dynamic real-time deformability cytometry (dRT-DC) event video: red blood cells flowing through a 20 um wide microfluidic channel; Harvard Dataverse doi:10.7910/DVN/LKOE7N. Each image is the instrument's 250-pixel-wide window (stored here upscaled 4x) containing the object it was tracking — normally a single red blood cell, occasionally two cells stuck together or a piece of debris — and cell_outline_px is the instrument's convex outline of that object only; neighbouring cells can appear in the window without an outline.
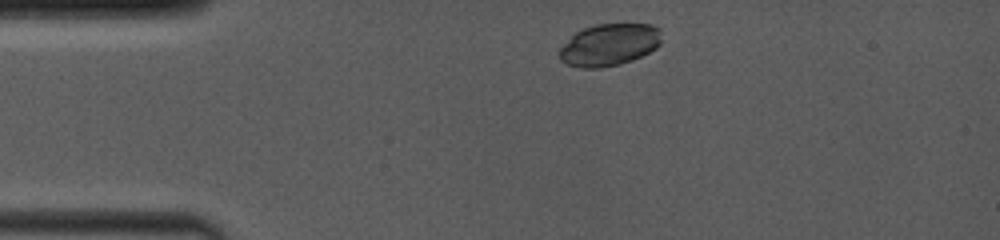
{"species": "common noctule bat (a hibernating species)", "species_latin": "Nyctalus noctula", "temperature_condition": "room temperature", "stored_images_in_passage": 3, "camera_frame_rate_fps": 4000, "um_per_image_px": 0.085, "animal": {"sex": "female", "body_mass_g": 19.0, "forearm_length_mm": 53.3}, "frame": {"image": 1, "passage_image": 1, "time_ms": 0.0, "image_size_px": [1000, 240], "cell_outline_px": [[660, 44], [656, 48], [632, 60], [620, 64], [600, 68], [580, 68], [568, 64], [560, 60], [560, 48], [576, 32], [584, 28], [596, 24], [652, 24], [660, 28]], "centroid_in_image_um": [51.8, 3.8], "position_along_channel_um": 33.2, "area_um2": 24.91}}